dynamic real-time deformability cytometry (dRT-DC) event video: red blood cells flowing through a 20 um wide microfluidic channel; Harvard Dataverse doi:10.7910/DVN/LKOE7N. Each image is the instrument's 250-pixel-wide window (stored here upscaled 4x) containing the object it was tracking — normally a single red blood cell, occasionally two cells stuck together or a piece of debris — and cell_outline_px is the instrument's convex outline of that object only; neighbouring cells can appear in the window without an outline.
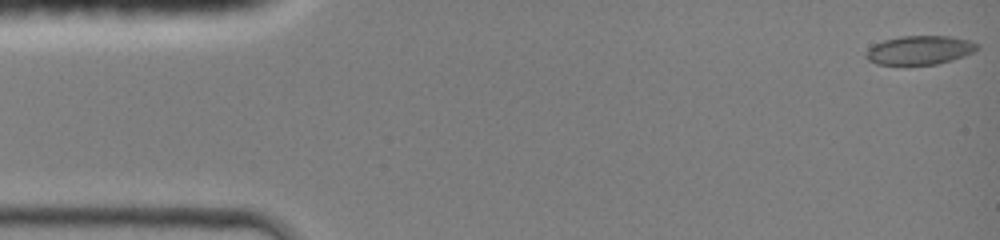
{"species": "common noctule bat (a hibernating species)", "species_latin": "Nyctalus noctula", "temperature_condition": "room temperature", "stored_images_in_passage": 44, "camera_frame_rate_fps": 3000, "um_per_image_px": 0.085, "animal": {"sex": "female", "body_mass_g": 19.0, "forearm_length_mm": 51.5}, "frame": {"image": 1, "passage_image": 1, "time_ms": 0.0, "image_size_px": [1000, 240], "cell_outline_px": [[980, 48], [964, 56], [952, 60], [936, 64], [876, 64], [868, 60], [864, 56], [868, 48], [872, 44], [884, 40], [900, 36], [948, 36], [968, 40], [976, 44]], "centroid_in_image_um": [78.13, 4.26], "position_along_channel_um": 6.9, "area_um2": 18.61}}
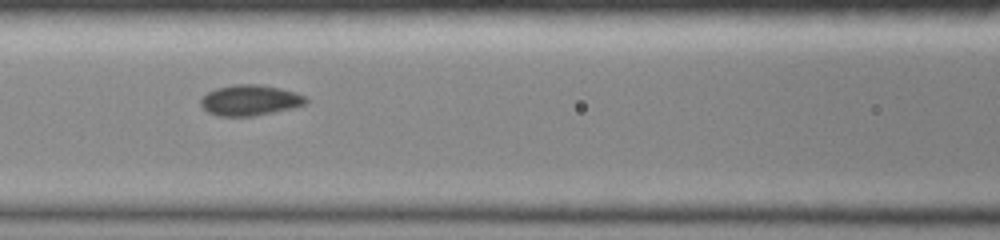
{"frame": {"image": 2, "passage_image": 19, "time_ms": 6.0, "image_size_px": [1000, 240], "cell_outline_px": [[308, 104], [292, 108], [252, 116], [216, 116], [208, 112], [200, 104], [200, 100], [208, 92], [216, 88], [232, 84], [256, 84], [280, 88], [304, 96], [308, 100]], "centroid_in_image_um": [21.23, 8.52], "position_along_channel_um": 145.4, "area_um2": 18.67}}
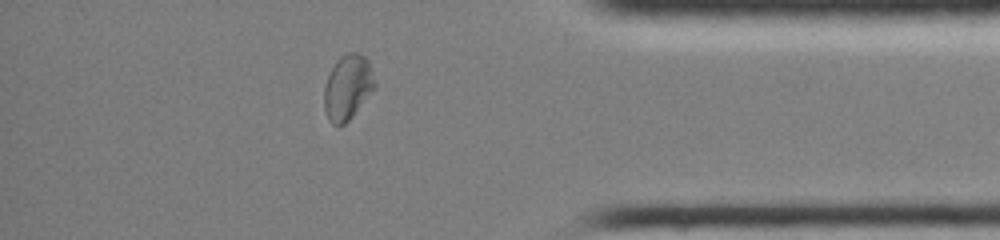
{"frame": {"image": 3, "passage_image": 38, "time_ms": 12.333, "image_size_px": [1000, 240], "cell_outline_px": [[376, 88], [352, 116], [344, 124], [332, 124], [328, 120], [324, 108], [324, 88], [328, 76], [332, 68], [348, 52], [356, 52], [364, 56], [368, 60], [376, 84]], "centroid_in_image_um": [29.57, 7.44], "position_along_channel_um": 405.6, "area_um2": 18.84}, "authors_computed_cell_mechanics": {"area_um2": 18.5827, "velocity_mm_per_s": 4.3269, "shape_relaxation_time_tau1_ms": null, "shape_relaxation_time_tau2_ms": 1.2676, "deformation_change_tau1": null, "deformation_change_tau2": 0.0264}}